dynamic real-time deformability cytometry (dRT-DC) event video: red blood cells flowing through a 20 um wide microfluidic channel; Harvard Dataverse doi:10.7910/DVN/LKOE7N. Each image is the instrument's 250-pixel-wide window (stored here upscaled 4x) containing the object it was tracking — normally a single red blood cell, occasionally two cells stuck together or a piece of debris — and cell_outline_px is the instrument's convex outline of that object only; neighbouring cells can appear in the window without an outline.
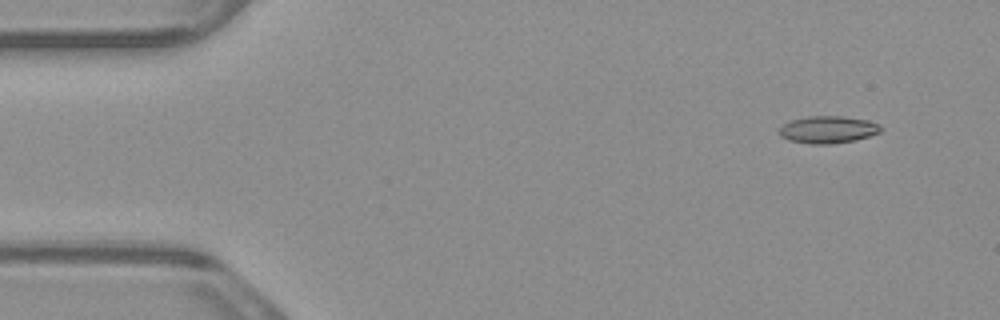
{"species": "common noctule bat (a hibernating species)", "species_latin": "Nyctalus noctula", "temperature_condition": "warm", "stored_images_in_passage": 4, "camera_frame_rate_fps": 3000, "um_per_image_px": 0.085, "animal": {"sex": "male", "body_mass_g": 23.1, "forearm_length_mm": 52.7}, "frame": {"image": 1, "passage_image": 2, "time_ms": 0.333, "image_size_px": [1000, 320], "cell_outline_px": [[884, 128], [880, 132], [856, 140], [828, 144], [812, 144], [788, 140], [780, 136], [780, 128], [788, 120], [808, 116], [844, 116], [868, 120], [880, 124]], "centroid_in_image_um": [70.39, 11.0], "position_along_channel_um": 14.6, "area_um2": 16.24}}
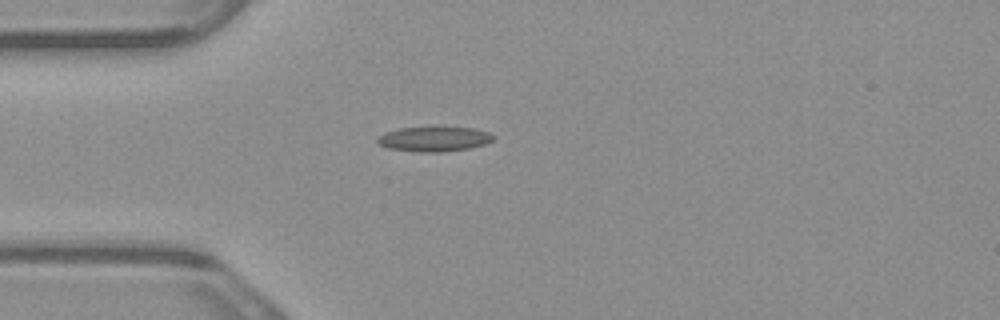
{"frame": {"image": 2, "passage_image": 4, "time_ms": 1.0, "image_size_px": [1000, 320], "cell_outline_px": [[496, 136], [492, 140], [484, 144], [468, 148], [440, 152], [420, 152], [388, 148], [380, 144], [376, 140], [376, 136], [384, 132], [400, 128], [472, 128], [488, 132]], "centroid_in_image_um": [36.86, 11.82], "position_along_channel_um": 48.1, "area_um2": 16.47}}